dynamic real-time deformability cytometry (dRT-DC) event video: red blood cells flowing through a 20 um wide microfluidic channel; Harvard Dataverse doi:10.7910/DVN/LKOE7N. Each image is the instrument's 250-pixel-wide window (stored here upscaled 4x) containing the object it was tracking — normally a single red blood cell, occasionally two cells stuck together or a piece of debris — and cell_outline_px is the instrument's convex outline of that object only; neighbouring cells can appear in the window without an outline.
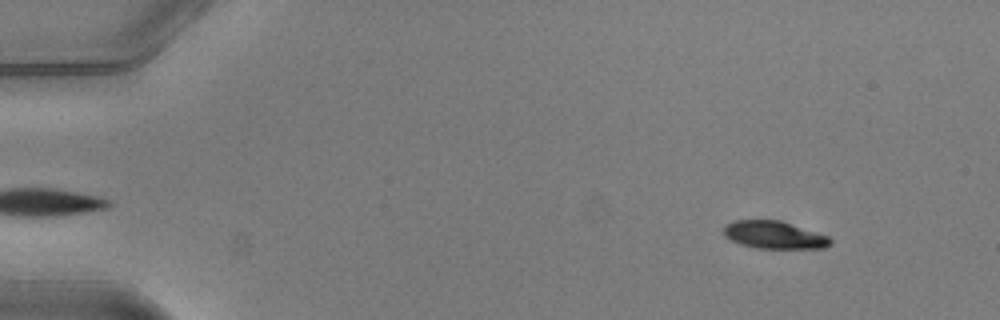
{"species": "common noctule bat (a hibernating species)", "species_latin": "Nyctalus noctula", "temperature_condition": "warm", "stored_images_in_passage": 49, "camera_frame_rate_fps": 3000, "um_per_image_px": 0.085, "animal": {"sex": "male", "body_mass_g": 20.5, "forearm_length_mm": 52.5}, "frame": {"image": 1, "passage_image": 4, "time_ms": 1.0, "image_size_px": [1000, 320], "cell_outline_px": [[832, 244], [824, 248], [756, 248], [740, 244], [724, 236], [724, 224], [732, 220], [780, 220], [828, 236], [832, 240]], "centroid_in_image_um": [65.78, 19.96], "position_along_channel_um": 19.2, "area_um2": 17.17}}
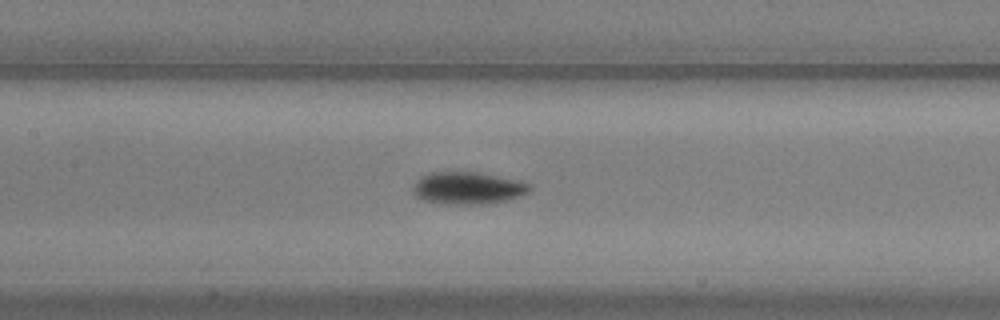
{"frame": {"image": 2, "passage_image": 23, "time_ms": 7.333, "image_size_px": [1000, 320], "cell_outline_px": [[532, 188], [528, 192], [520, 196], [508, 200], [488, 204], [444, 204], [420, 200], [416, 196], [412, 188], [416, 180], [420, 176], [432, 172], [480, 172], [520, 180], [528, 184]], "centroid_in_image_um": [39.76, 15.99], "position_along_channel_um": 167.6, "area_um2": 22.25}}
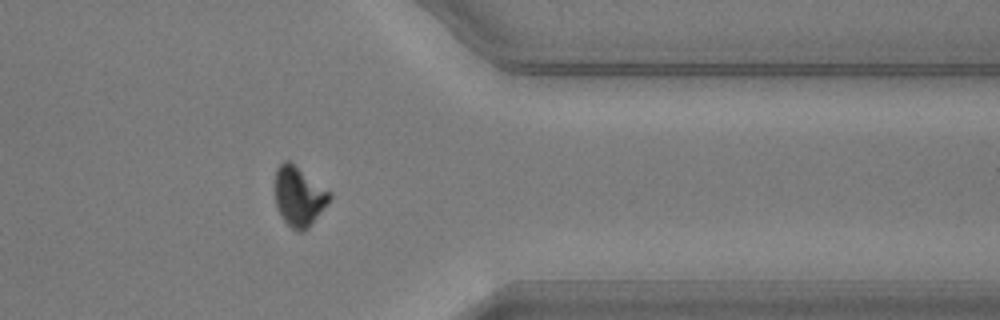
{"frame": {"image": 3, "passage_image": 40, "time_ms": 13.0, "image_size_px": [1000, 320], "cell_outline_px": [[332, 196], [308, 228], [304, 232], [300, 232], [292, 228], [284, 220], [276, 204], [276, 168], [284, 160], [288, 160], [328, 192]], "centroid_in_image_um": [25.38, 16.71], "position_along_channel_um": 386.0, "area_um2": 18.03}, "authors_computed_cell_mechanics": {"area_um2": 19.363, "velocity_mm_per_s": 4.0263, "shape_relaxation_time_tau1_ms": 1.7295, "shape_relaxation_time_tau2_ms": 7.3989, "deformation_change_tau1": 0.1359, "deformation_change_tau2": 0.0711}}